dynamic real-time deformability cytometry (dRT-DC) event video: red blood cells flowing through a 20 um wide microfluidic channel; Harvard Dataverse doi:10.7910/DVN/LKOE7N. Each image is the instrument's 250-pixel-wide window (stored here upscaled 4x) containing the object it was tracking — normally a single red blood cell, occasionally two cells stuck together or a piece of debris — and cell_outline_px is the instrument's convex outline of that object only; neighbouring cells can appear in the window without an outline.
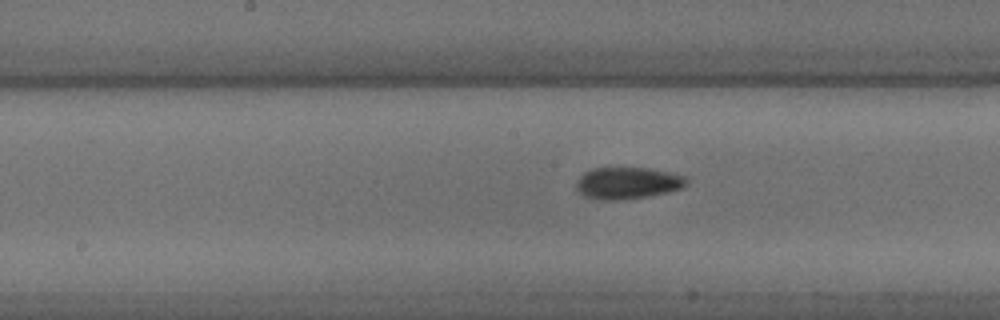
{"species": "common noctule bat (a hibernating species)", "species_latin": "Nyctalus noctula", "temperature_condition": "cold", "stored_images_in_passage": 33, "camera_frame_rate_fps": 3000, "um_per_image_px": 0.085, "animal": {"sex": "male", "body_mass_g": 18.8}, "frame": {"image": 1, "passage_image": 24, "time_ms": 7.667, "image_size_px": [1000, 320], "cell_outline_px": [[688, 184], [684, 188], [668, 192], [644, 196], [616, 200], [600, 200], [584, 196], [576, 188], [576, 184], [580, 176], [584, 172], [592, 168], [648, 168], [668, 172], [684, 176], [688, 180]], "centroid_in_image_um": [53.35, 15.55], "position_along_channel_um": 194.9, "area_um2": 20.29}}
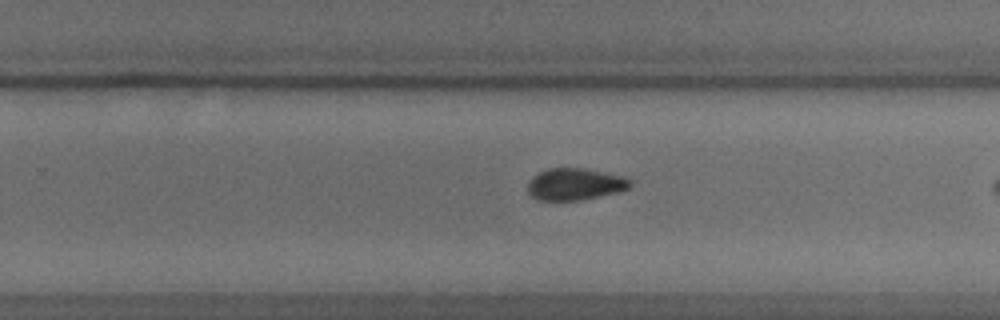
{"frame": {"image": 2, "passage_image": 31, "time_ms": 10.0, "image_size_px": [1000, 320], "cell_outline_px": [[632, 184], [628, 188], [620, 192], [584, 200], [536, 200], [528, 192], [528, 184], [532, 176], [548, 168], [580, 168], [624, 176], [632, 180]], "centroid_in_image_um": [48.89, 15.67], "position_along_channel_um": 280.9, "area_um2": 19.13}}